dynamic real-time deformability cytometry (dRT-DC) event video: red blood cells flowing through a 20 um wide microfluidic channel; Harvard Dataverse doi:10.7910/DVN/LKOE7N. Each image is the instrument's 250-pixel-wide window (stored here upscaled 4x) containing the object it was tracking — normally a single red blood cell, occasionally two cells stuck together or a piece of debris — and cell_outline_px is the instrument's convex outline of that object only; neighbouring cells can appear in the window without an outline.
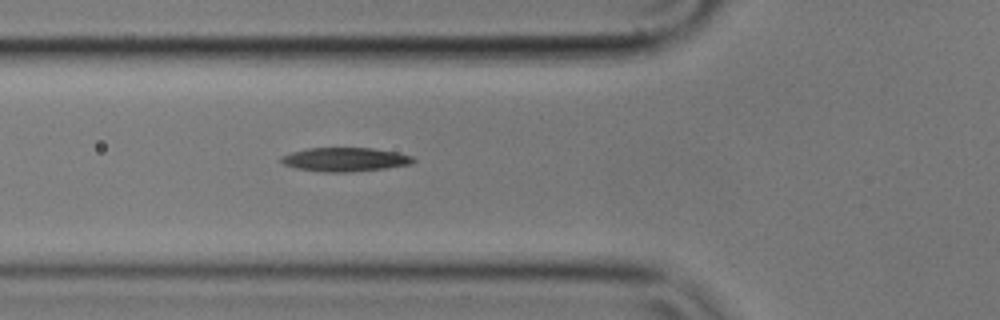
{"species": "common noctule bat (a hibernating species)", "species_latin": "Nyctalus noctula", "temperature_condition": "cold", "stored_images_in_passage": 2, "camera_frame_rate_fps": 3000, "um_per_image_px": 0.085, "animal": {"sex": "male", "body_mass_g": 17.9}, "frame": {"image": 1, "passage_image": 2, "time_ms": 0.333, "image_size_px": [1000, 320], "cell_outline_px": [[416, 160], [412, 164], [388, 168], [348, 172], [324, 172], [296, 168], [284, 164], [280, 160], [280, 156], [292, 152], [308, 148], [372, 148], [396, 152], [412, 156]], "centroid_in_image_um": [29.34, 13.56], "position_along_channel_um": 96.5, "area_um2": 18.38}}